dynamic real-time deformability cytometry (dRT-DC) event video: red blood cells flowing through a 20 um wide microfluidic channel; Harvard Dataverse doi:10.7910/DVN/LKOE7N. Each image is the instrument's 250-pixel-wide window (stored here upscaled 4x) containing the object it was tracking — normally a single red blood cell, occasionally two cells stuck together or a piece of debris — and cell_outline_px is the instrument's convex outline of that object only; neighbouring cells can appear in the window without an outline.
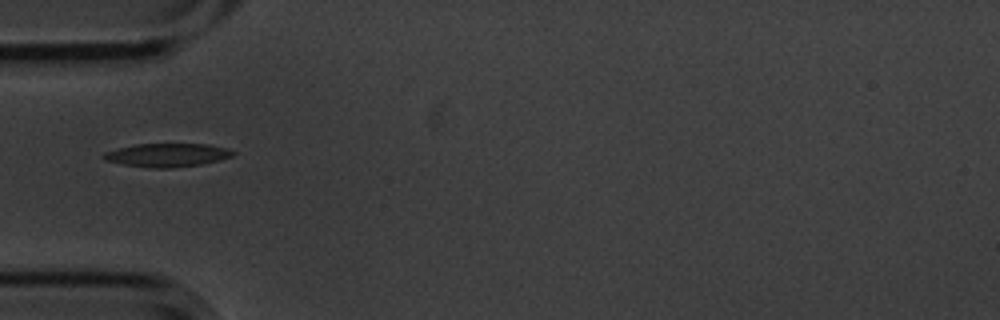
{"species": "common noctule bat (a hibernating species)", "species_latin": "Nyctalus noctula", "temperature_condition": "cold", "stored_images_in_passage": 1, "camera_frame_rate_fps": 3000, "um_per_image_px": 0.085, "animal": {"sex": "male", "body_mass_g": 20.1, "forearm_length_mm": 53.5}, "frame": {"image": 1, "passage_image": 1, "time_ms": 0.0, "image_size_px": [1000, 320], "cell_outline_px": [[236, 152], [232, 156], [220, 160], [200, 164], [172, 168], [152, 168], [124, 164], [104, 160], [100, 156], [104, 152], [116, 148], [136, 144], [208, 144], [228, 148]], "centroid_in_image_um": [14.19, 13.17], "position_along_channel_um": 70.8, "area_um2": 17.74}}